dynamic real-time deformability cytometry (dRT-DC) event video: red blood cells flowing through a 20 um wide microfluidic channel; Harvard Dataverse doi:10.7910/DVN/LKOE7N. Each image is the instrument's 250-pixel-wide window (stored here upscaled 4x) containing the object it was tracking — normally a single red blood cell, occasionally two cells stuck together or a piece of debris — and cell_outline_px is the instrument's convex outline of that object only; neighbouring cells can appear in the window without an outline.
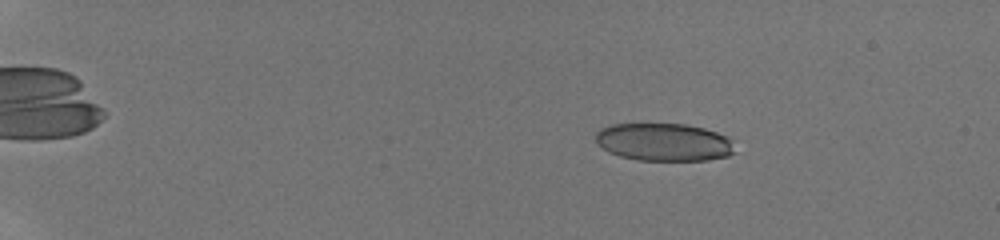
{"species": "human", "species_latin": "Homo sapiens", "temperature_condition": "room temperature", "stored_images_in_passage": 34, "camera_frame_rate_fps": 3000, "um_per_image_px": 0.085, "donor": {"sex": "male"}, "frame": {"image": 1, "passage_image": 10, "time_ms": 3.0, "image_size_px": [1000, 240], "cell_outline_px": [[736, 152], [728, 156], [708, 160], [636, 160], [620, 156], [608, 152], [596, 144], [596, 132], [600, 128], [612, 124], [684, 124], [704, 128], [716, 132], [732, 140]], "centroid_in_image_um": [56.42, 12.08], "position_along_channel_um": 28.6, "area_um2": 30.81}}
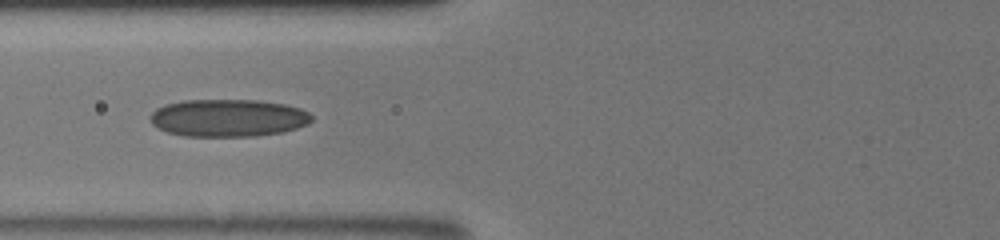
{"frame": {"image": 2, "passage_image": 24, "time_ms": 8.0, "image_size_px": [1000, 240], "cell_outline_px": [[312, 120], [308, 124], [296, 128], [280, 132], [256, 136], [184, 136], [168, 132], [152, 124], [148, 116], [156, 108], [164, 104], [184, 100], [256, 100], [284, 104], [300, 108], [308, 112], [312, 116]], "centroid_in_image_um": [19.37, 10.02], "position_along_channel_um": 106.4, "area_um2": 35.32}}
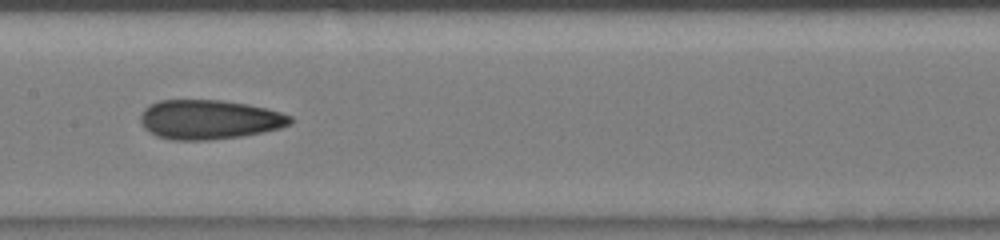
{"frame": {"image": 3, "passage_image": 33, "time_ms": 10.0, "image_size_px": [1000, 240], "cell_outline_px": [[292, 124], [280, 128], [240, 136], [208, 140], [172, 140], [156, 136], [144, 128], [140, 120], [140, 116], [144, 108], [148, 104], [160, 100], [220, 100], [248, 104], [268, 108], [292, 116]], "centroid_in_image_um": [17.77, 10.15], "position_along_channel_um": 189.6, "area_um2": 34.51}}